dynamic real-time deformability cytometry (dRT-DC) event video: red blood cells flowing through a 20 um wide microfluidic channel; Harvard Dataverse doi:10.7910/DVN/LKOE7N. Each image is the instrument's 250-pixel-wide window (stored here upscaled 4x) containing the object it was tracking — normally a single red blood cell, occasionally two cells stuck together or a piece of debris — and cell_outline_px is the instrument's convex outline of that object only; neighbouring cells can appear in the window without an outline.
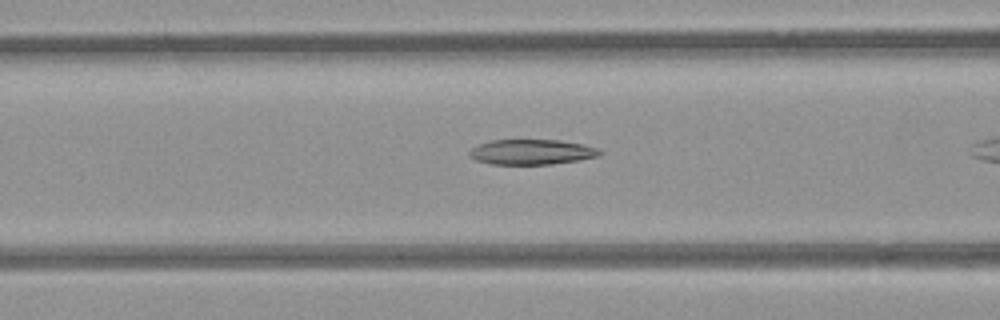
{"species": "common noctule bat (a hibernating species)", "species_latin": "Nyctalus noctula", "temperature_condition": "room temperature", "stored_images_in_passage": 11, "camera_frame_rate_fps": 3000, "um_per_image_px": 0.085, "animal": {"sex": "female", "body_mass_g": 21.9}, "frame": {"image": 1, "passage_image": 7, "time_ms": 2.0, "image_size_px": [1000, 320], "cell_outline_px": [[604, 152], [600, 156], [580, 160], [552, 164], [492, 164], [476, 160], [468, 156], [468, 152], [472, 148], [480, 144], [492, 140], [560, 140], [584, 144], [596, 148]], "centroid_in_image_um": [45.22, 12.92], "position_along_channel_um": 121.4, "area_um2": 19.19}}
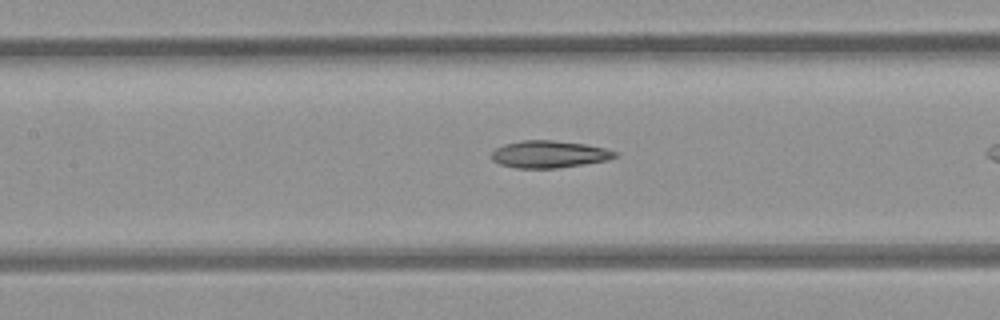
{"frame": {"image": 2, "passage_image": 10, "time_ms": 3.0, "image_size_px": [1000, 320], "cell_outline_px": [[620, 156], [608, 160], [584, 164], [556, 168], [516, 168], [500, 164], [492, 160], [492, 152], [496, 148], [504, 144], [520, 140], [552, 140], [584, 144], [604, 148], [620, 152]], "centroid_in_image_um": [46.71, 13.11], "position_along_channel_um": 160.7, "area_um2": 19.65}}